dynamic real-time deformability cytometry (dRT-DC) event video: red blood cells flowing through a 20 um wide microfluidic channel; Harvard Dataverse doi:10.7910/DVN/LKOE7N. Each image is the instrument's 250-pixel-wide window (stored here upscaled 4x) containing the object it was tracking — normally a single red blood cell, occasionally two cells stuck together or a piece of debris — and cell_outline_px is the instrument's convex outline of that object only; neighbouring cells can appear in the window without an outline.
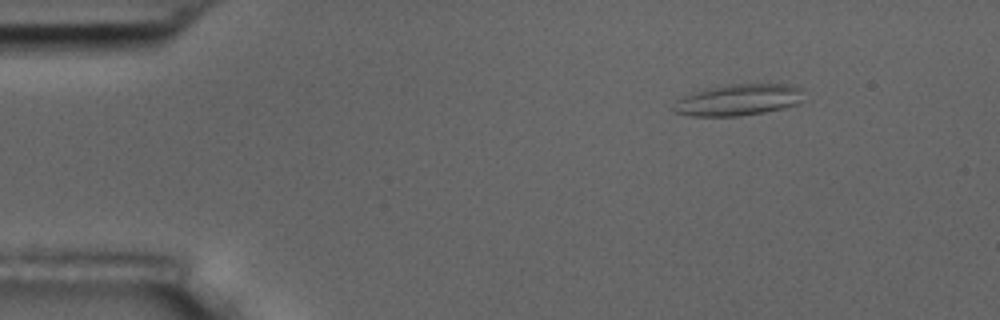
{"species": "common noctule bat (a hibernating species)", "species_latin": "Nyctalus noctula", "temperature_condition": "room temperature", "stored_images_in_passage": 6, "camera_frame_rate_fps": 3000, "um_per_image_px": 0.085, "animal": {"sex": "male", "body_mass_g": 17.5, "forearm_length_mm": 52.3}, "frame": {"image": 1, "passage_image": 2, "time_ms": 1.0, "image_size_px": [1000, 320], "cell_outline_px": [[804, 100], [796, 104], [784, 108], [764, 112], [740, 116], [692, 116], [676, 112], [672, 108], [684, 96], [692, 92], [704, 88], [728, 84], [792, 84], [804, 88]], "centroid_in_image_um": [62.85, 8.47], "position_along_channel_um": 22.2, "area_um2": 24.04}}
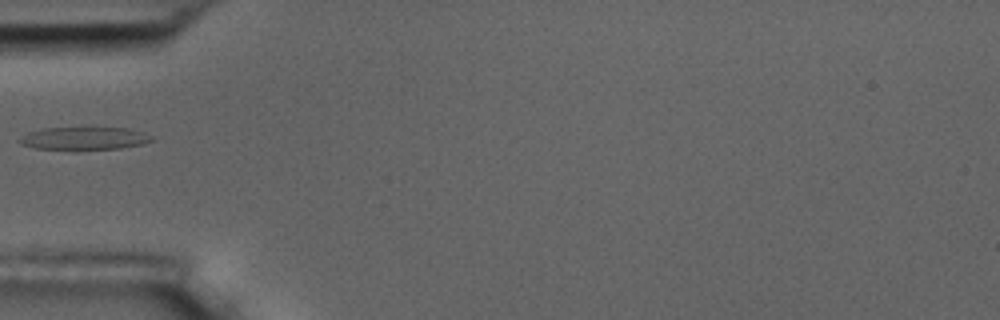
{"frame": {"image": 2, "passage_image": 5, "time_ms": 4.667, "image_size_px": [1000, 320], "cell_outline_px": [[152, 140], [140, 144], [120, 148], [76, 152], [72, 152], [36, 148], [20, 144], [16, 140], [20, 136], [28, 132], [44, 128], [128, 128], [152, 136]], "centroid_in_image_um": [7.04, 11.81], "position_along_channel_um": 78.0, "area_um2": 18.15}}